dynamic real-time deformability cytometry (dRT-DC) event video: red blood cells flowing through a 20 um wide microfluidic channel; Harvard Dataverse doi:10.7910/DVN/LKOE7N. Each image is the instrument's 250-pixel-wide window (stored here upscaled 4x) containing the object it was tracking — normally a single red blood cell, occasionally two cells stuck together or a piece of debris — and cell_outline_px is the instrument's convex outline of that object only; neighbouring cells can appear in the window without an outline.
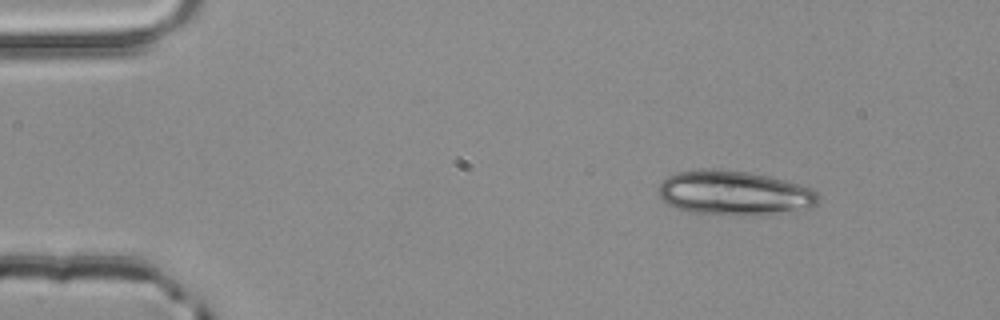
{"species": "common noctule bat (a hibernating species)", "species_latin": "Nyctalus noctula", "temperature_condition": "room temperature", "stored_images_in_passage": 2, "camera_frame_rate_fps": 3000, "um_per_image_px": 0.085, "animal": {"sex": "male", "body_mass_g": 20.4}, "frame": {"image": 1, "passage_image": 1, "time_ms": 0.0, "image_size_px": [1000, 320], "cell_outline_px": [[820, 196], [816, 204], [800, 212], [756, 216], [728, 216], [688, 212], [676, 208], [668, 204], [660, 196], [660, 184], [668, 176], [676, 172], [700, 168], [720, 168], [748, 172], [768, 176], [800, 184], [812, 188]], "centroid_in_image_um": [62.46, 16.43], "position_along_channel_um": 22.5, "area_um2": 42.48}}